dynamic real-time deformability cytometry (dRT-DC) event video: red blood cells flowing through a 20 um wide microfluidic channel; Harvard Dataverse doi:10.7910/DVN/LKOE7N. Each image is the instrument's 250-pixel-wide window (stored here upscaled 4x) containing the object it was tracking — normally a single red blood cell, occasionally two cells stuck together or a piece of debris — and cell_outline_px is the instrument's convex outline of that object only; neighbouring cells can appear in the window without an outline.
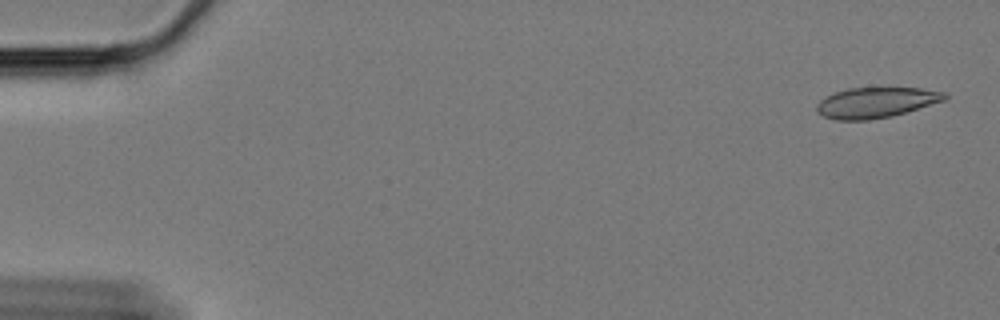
{"species": "Egyptian fruit bat (a non-hibernating species)", "species_latin": "Rousettus aegyptiacus", "temperature_condition": "cold", "stored_images_in_passage": 56, "camera_frame_rate_fps": 3000, "um_per_image_px": 0.085, "animal": {"sex": "female"}, "frame": {"image": 1, "passage_image": 2, "time_ms": 0.333, "image_size_px": [1000, 320], "cell_outline_px": [[948, 96], [944, 100], [892, 116], [868, 120], [836, 120], [824, 116], [816, 112], [816, 104], [820, 100], [836, 92], [848, 88], [920, 88], [948, 92]], "centroid_in_image_um": [74.45, 8.71], "position_along_channel_um": 10.5, "area_um2": 22.6}}
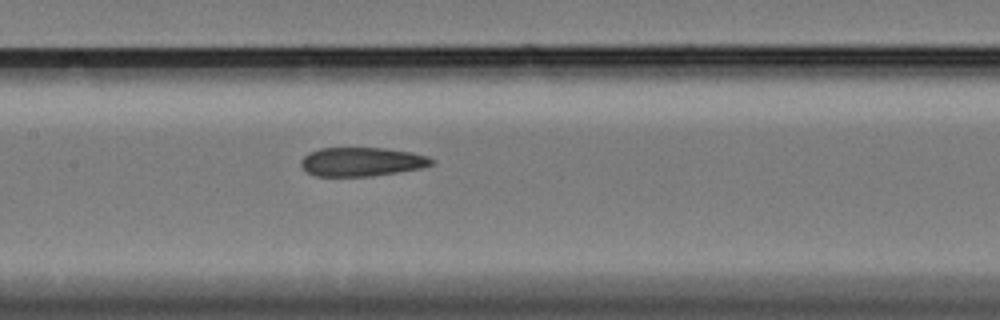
{"frame": {"image": 2, "passage_image": 29, "time_ms": 9.333, "image_size_px": [1000, 320], "cell_outline_px": [[436, 160], [432, 164], [424, 168], [372, 176], [316, 176], [308, 172], [300, 164], [300, 160], [308, 152], [320, 148], [384, 148], [412, 152], [428, 156]], "centroid_in_image_um": [30.78, 13.75], "position_along_channel_um": 176.6, "area_um2": 22.14}}
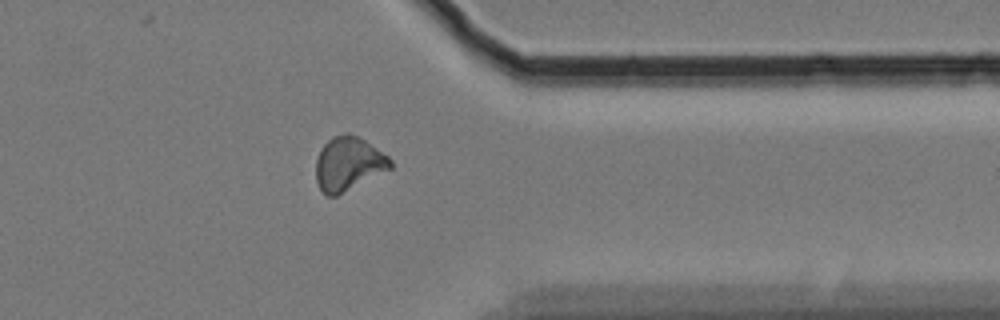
{"frame": {"image": 3, "passage_image": 48, "time_ms": 15.667, "image_size_px": [1000, 320], "cell_outline_px": [[392, 168], [336, 196], [328, 196], [320, 188], [316, 180], [316, 160], [320, 148], [332, 136], [344, 132], [348, 132], [364, 140], [388, 156], [392, 160]], "centroid_in_image_um": [29.6, 13.9], "position_along_channel_um": 381.8, "area_um2": 23.24}, "authors_computed_cell_mechanics": {"area_um2": 22.8888, "velocity_mm_per_s": 3.3421, "shape_relaxation_time_tau1_ms": null, "shape_relaxation_time_tau2_ms": 4.8404, "deformation_change_tau1": null, "deformation_change_tau2": 0.1113}}